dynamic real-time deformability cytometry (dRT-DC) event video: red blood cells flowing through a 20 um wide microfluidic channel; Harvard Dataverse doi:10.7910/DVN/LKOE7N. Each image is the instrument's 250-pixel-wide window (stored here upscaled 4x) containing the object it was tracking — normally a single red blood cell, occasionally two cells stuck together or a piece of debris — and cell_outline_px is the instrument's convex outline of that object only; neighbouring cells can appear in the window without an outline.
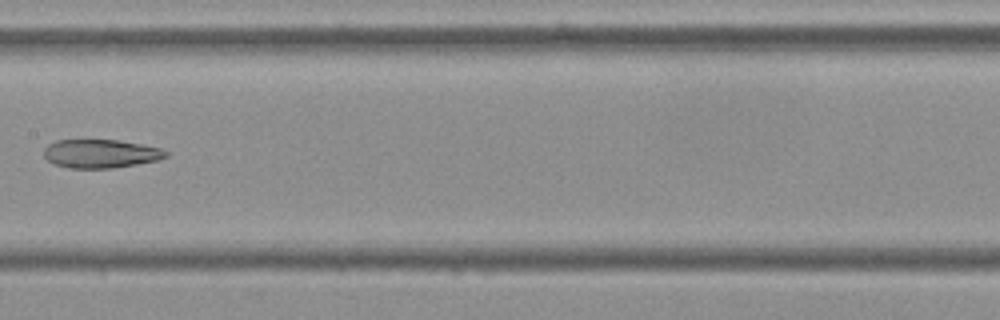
{"species": "Egyptian fruit bat (a non-hibernating species)", "species_latin": "Rousettus aegyptiacus", "temperature_condition": "cold", "stored_images_in_passage": 11, "camera_frame_rate_fps": 3000, "um_per_image_px": 0.085, "frame": {"image": 1, "passage_image": 8, "time_ms": 2.333, "image_size_px": [1000, 320], "cell_outline_px": [[168, 156], [160, 160], [112, 168], [68, 168], [52, 164], [44, 156], [44, 148], [48, 144], [56, 140], [120, 140], [160, 148], [168, 152]], "centroid_in_image_um": [8.54, 13.06], "position_along_channel_um": 198.9, "area_um2": 20.4}}
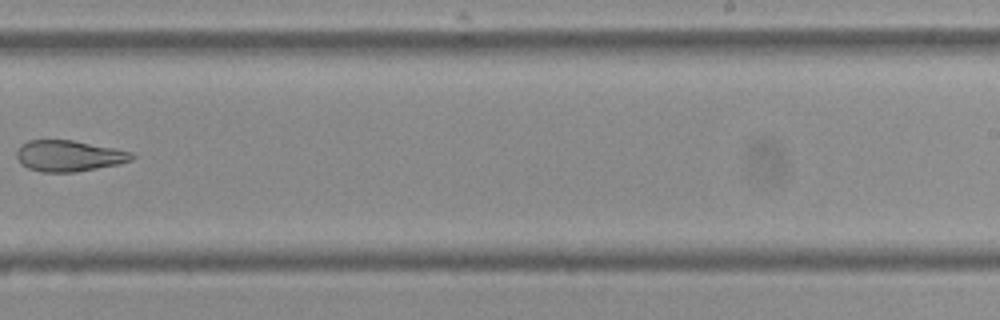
{"frame": {"image": 2, "passage_image": 10, "time_ms": 3.0, "image_size_px": [1000, 320], "cell_outline_px": [[136, 156], [132, 160], [120, 164], [76, 172], [44, 172], [28, 168], [20, 164], [16, 156], [16, 152], [20, 144], [28, 140], [72, 140], [132, 152]], "centroid_in_image_um": [5.84, 13.25], "position_along_channel_um": 283.2, "area_um2": 20.92}}
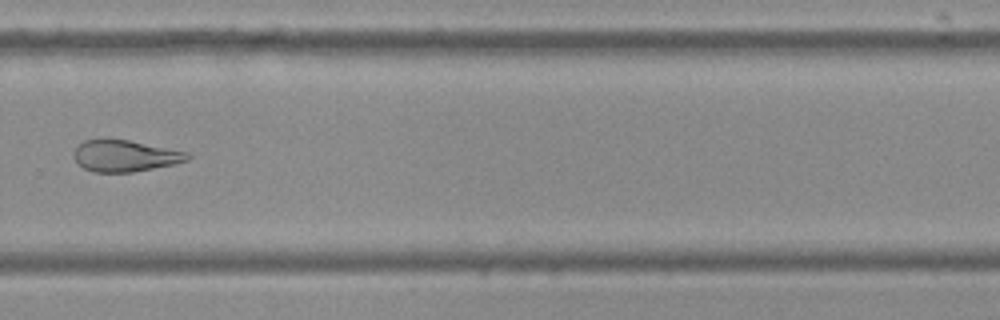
{"frame": {"image": 3, "passage_image": 11, "time_ms": 3.333, "image_size_px": [1000, 320], "cell_outline_px": [[192, 156], [188, 160], [176, 164], [132, 172], [92, 172], [76, 164], [72, 156], [72, 152], [76, 144], [84, 140], [100, 136], [104, 136], [128, 140], [188, 152]], "centroid_in_image_um": [10.53, 13.21], "position_along_channel_um": 319.3, "area_um2": 21.73}}